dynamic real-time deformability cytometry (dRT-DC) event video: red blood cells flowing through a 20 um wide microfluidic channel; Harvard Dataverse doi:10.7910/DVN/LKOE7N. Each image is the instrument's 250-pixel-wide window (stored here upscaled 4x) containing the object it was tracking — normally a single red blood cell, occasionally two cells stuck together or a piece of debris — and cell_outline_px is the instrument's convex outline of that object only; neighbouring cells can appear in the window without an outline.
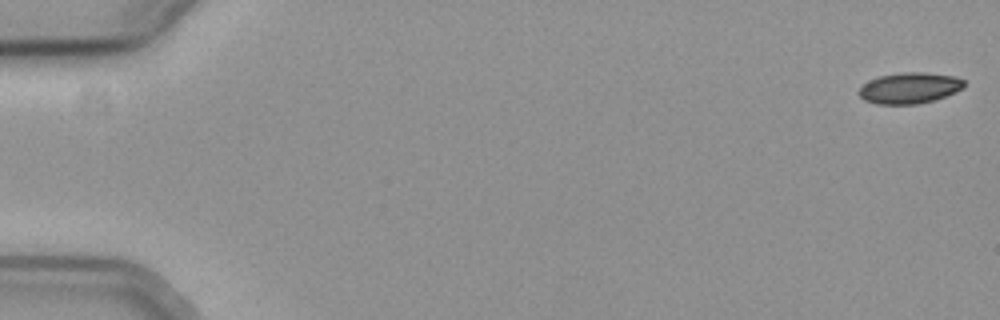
{"species": "common noctule bat (a hibernating species)", "species_latin": "Nyctalus noctula", "temperature_condition": "cold", "stored_images_in_passage": 18, "camera_frame_rate_fps": 3000, "um_per_image_px": 0.085, "animal": {"sex": "female", "body_mass_g": 19.3, "forearm_length_mm": 54.1}, "frame": {"image": 1, "passage_image": 1, "time_ms": 0.0, "image_size_px": [1000, 320], "cell_outline_px": [[964, 88], [944, 96], [932, 100], [916, 104], [876, 104], [864, 100], [856, 92], [868, 80], [880, 76], [904, 72], [924, 72], [956, 76], [964, 80]], "centroid_in_image_um": [77.29, 7.47], "position_along_channel_um": 7.7, "area_um2": 18.96}}
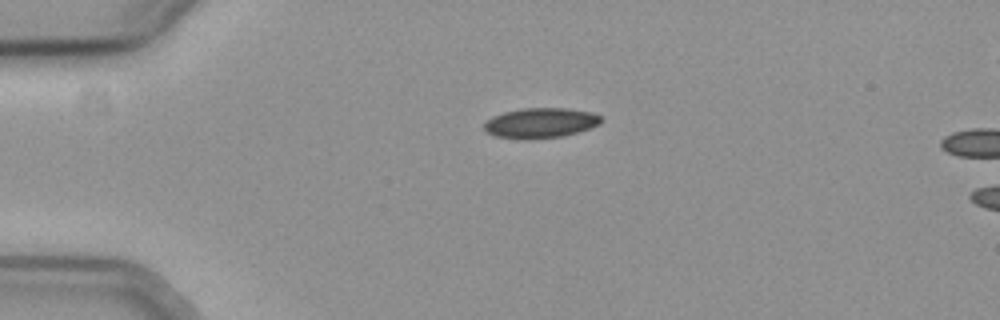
{"frame": {"image": 2, "passage_image": 14, "time_ms": 4.333, "image_size_px": [1000, 320], "cell_outline_px": [[600, 124], [576, 132], [560, 136], [496, 136], [488, 132], [484, 128], [484, 124], [492, 116], [504, 112], [520, 108], [564, 108], [592, 112], [600, 116]], "centroid_in_image_um": [45.96, 10.38], "position_along_channel_um": 39.0, "area_um2": 19.36}}